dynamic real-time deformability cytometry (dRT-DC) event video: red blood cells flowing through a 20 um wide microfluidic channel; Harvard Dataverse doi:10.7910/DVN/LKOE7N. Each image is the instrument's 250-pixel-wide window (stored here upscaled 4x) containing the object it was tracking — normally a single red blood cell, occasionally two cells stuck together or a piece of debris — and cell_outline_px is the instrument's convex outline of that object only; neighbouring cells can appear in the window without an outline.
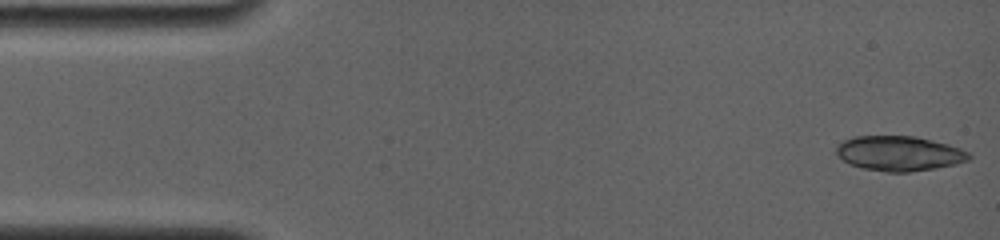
{"species": "common noctule bat (a hibernating species)", "species_latin": "Nyctalus noctula", "temperature_condition": "room temperature", "stored_images_in_passage": 14, "camera_frame_rate_fps": 4000, "um_per_image_px": 0.085, "animal": {"sex": "female", "body_mass_g": 19.0, "forearm_length_mm": 56.7}, "frame": {"image": 1, "passage_image": 1, "time_ms": 0.0, "image_size_px": [1000, 240], "cell_outline_px": [[972, 156], [968, 160], [956, 164], [936, 168], [908, 172], [888, 172], [864, 168], [848, 164], [836, 152], [836, 148], [844, 140], [856, 136], [916, 136], [948, 144], [960, 148], [968, 152]], "centroid_in_image_um": [76.46, 13.04], "position_along_channel_um": 8.5, "area_um2": 26.82}}
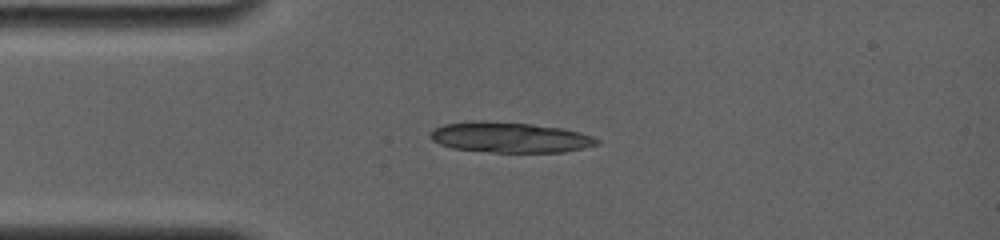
{"frame": {"image": 2, "passage_image": 14, "time_ms": 3.5, "image_size_px": [1000, 240], "cell_outline_px": [[600, 144], [584, 148], [564, 152], [492, 152], [452, 148], [440, 144], [432, 140], [428, 136], [436, 128], [444, 124], [476, 120], [480, 120], [532, 124], [564, 128], [580, 132], [592, 136], [600, 140]], "centroid_in_image_um": [43.37, 11.67], "position_along_channel_um": 41.6, "area_um2": 29.65}}